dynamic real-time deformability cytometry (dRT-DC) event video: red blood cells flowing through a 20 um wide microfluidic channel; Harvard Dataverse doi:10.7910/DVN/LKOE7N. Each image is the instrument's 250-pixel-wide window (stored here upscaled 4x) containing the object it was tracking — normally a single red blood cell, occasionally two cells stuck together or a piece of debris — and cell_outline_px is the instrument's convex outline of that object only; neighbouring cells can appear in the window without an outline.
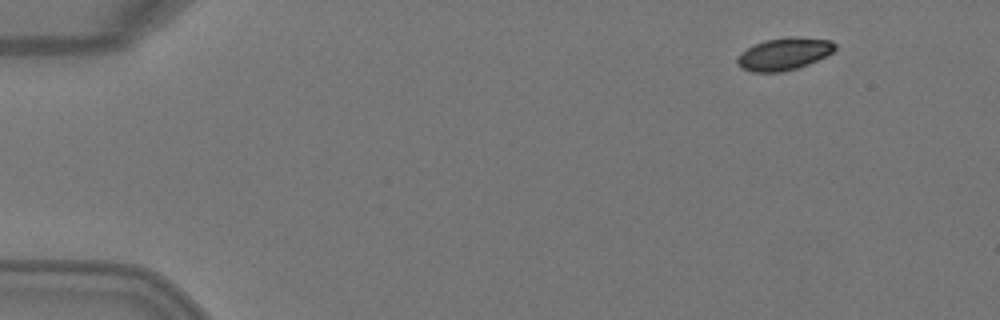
{"species": "Egyptian fruit bat (a non-hibernating species)", "species_latin": "Rousettus aegyptiacus", "temperature_condition": "warm", "stored_images_in_passage": 4, "camera_frame_rate_fps": 3000, "um_per_image_px": 0.085, "animal": {"sex": "female"}, "frame": {"image": 1, "passage_image": 1, "time_ms": 0.0, "image_size_px": [1000, 320], "cell_outline_px": [[836, 48], [832, 52], [808, 64], [784, 72], [752, 72], [740, 68], [736, 64], [736, 60], [748, 48], [764, 40], [788, 36], [796, 36], [832, 40], [836, 44]], "centroid_in_image_um": [66.65, 4.58], "position_along_channel_um": 18.3, "area_um2": 18.38}}
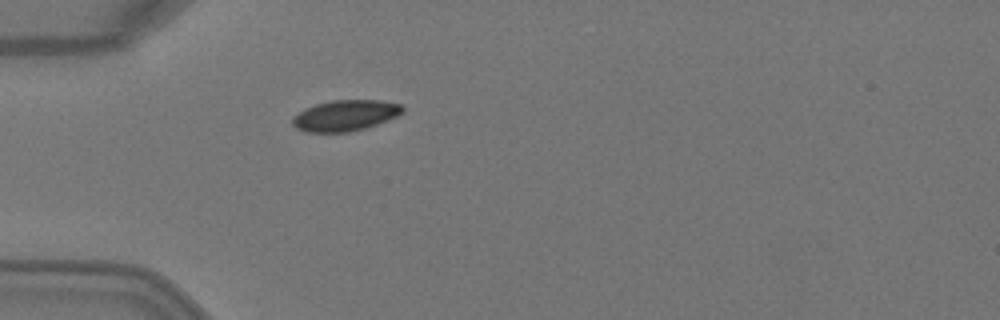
{"frame": {"image": 2, "passage_image": 4, "time_ms": 1.0, "image_size_px": [1000, 320], "cell_outline_px": [[404, 112], [396, 116], [376, 124], [364, 128], [348, 132], [304, 132], [296, 128], [292, 124], [292, 116], [304, 108], [316, 104], [332, 100], [380, 100], [400, 104], [404, 108]], "centroid_in_image_um": [29.3, 9.81], "position_along_channel_um": 55.7, "area_um2": 19.83}}